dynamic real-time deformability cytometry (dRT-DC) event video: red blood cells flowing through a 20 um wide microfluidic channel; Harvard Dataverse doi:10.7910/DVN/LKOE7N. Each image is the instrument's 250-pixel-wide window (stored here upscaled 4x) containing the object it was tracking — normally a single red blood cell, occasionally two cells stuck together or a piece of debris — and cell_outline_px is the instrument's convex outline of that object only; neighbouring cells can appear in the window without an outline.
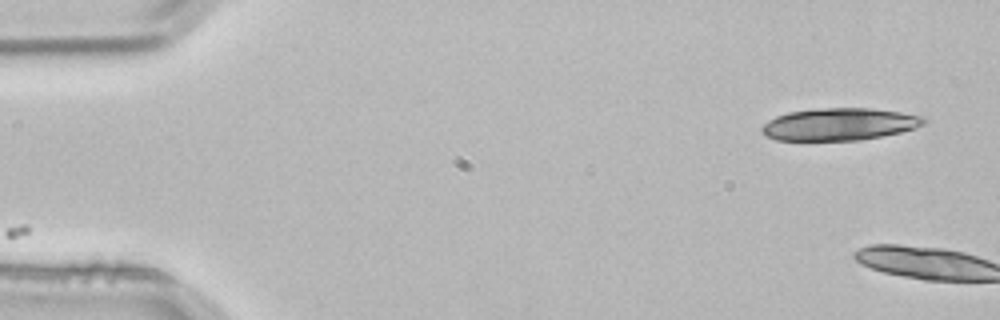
{"species": "common noctule bat (a hibernating species)", "species_latin": "Nyctalus noctula", "temperature_condition": "room temperature", "stored_images_in_passage": 6, "camera_frame_rate_fps": 3000, "um_per_image_px": 0.085, "animal": {"sex": "male", "body_mass_g": 21.5, "forearm_length_mm": 52.0}, "frame": {"image": 1, "passage_image": 1, "time_ms": 0.0, "image_size_px": [1000, 320], "cell_outline_px": [[928, 120], [924, 124], [916, 128], [900, 132], [860, 140], [776, 140], [764, 136], [760, 132], [760, 128], [768, 120], [776, 116], [788, 112], [816, 108], [872, 108], [900, 112], [924, 116]], "centroid_in_image_um": [71.33, 10.55], "position_along_channel_um": 13.7, "area_um2": 30.69}}
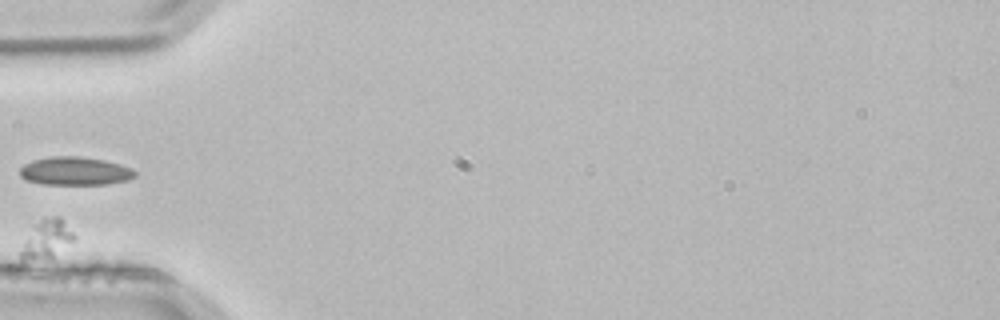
{"frame": {"image": 2, "passage_image": 5, "time_ms": 1.333, "image_size_px": [1000, 320], "cell_outline_px": [[136, 176], [128, 180], [108, 184], [44, 184], [24, 180], [20, 176], [20, 168], [24, 164], [32, 160], [52, 156], [80, 156], [104, 160], [120, 164], [132, 168], [136, 172]], "centroid_in_image_um": [6.37, 14.54], "position_along_channel_um": 78.6, "area_um2": 19.13}}